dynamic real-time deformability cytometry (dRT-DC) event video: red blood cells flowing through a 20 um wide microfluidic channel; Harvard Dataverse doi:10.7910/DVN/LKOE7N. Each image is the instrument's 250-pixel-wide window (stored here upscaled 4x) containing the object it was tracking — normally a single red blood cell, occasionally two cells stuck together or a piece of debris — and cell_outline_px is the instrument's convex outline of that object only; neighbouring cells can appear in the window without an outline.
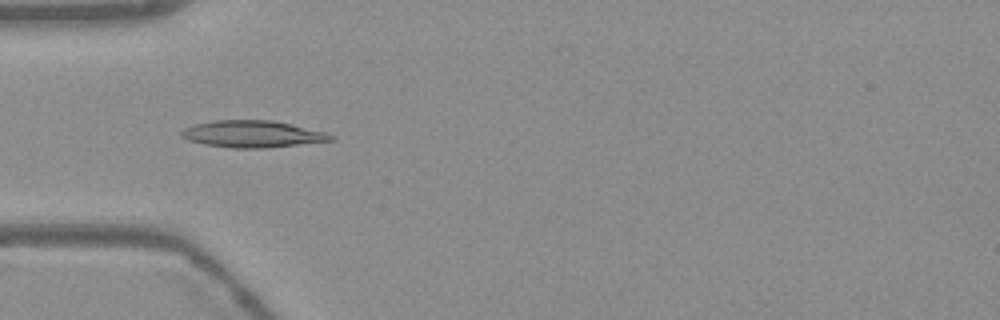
{"species": "Egyptian fruit bat (a non-hibernating species)", "species_latin": "Rousettus aegyptiacus", "temperature_condition": "warm", "stored_images_in_passage": 54, "camera_frame_rate_fps": 3000, "um_per_image_px": 0.085, "frame": {"image": 1, "passage_image": 17, "time_ms": 5.333, "image_size_px": [1000, 320], "cell_outline_px": [[336, 140], [268, 148], [232, 148], [204, 144], [188, 140], [180, 136], [180, 132], [184, 128], [192, 124], [212, 120], [272, 120], [292, 124], [328, 132], [336, 136]], "centroid_in_image_um": [21.49, 11.39], "position_along_channel_um": 63.5, "area_um2": 23.81}}
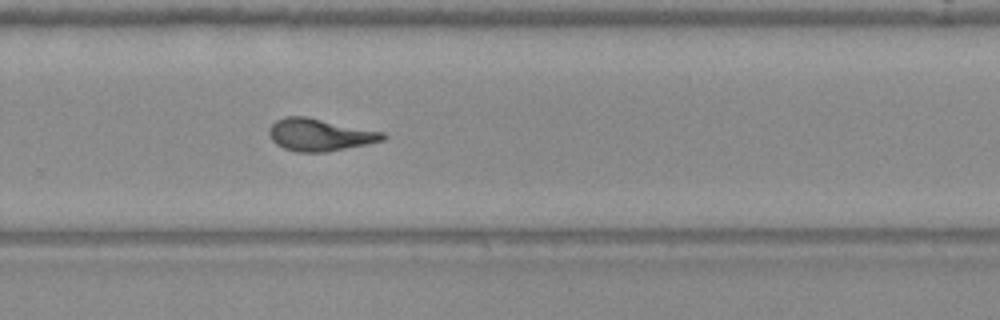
{"frame": {"image": 2, "passage_image": 36, "time_ms": 11.667, "image_size_px": [1000, 320], "cell_outline_px": [[388, 136], [384, 140], [368, 144], [324, 152], [296, 152], [284, 148], [276, 144], [272, 140], [268, 132], [268, 128], [276, 120], [284, 116], [308, 116], [384, 132]], "centroid_in_image_um": [27.18, 11.44], "position_along_channel_um": 302.6, "area_um2": 21.62}}
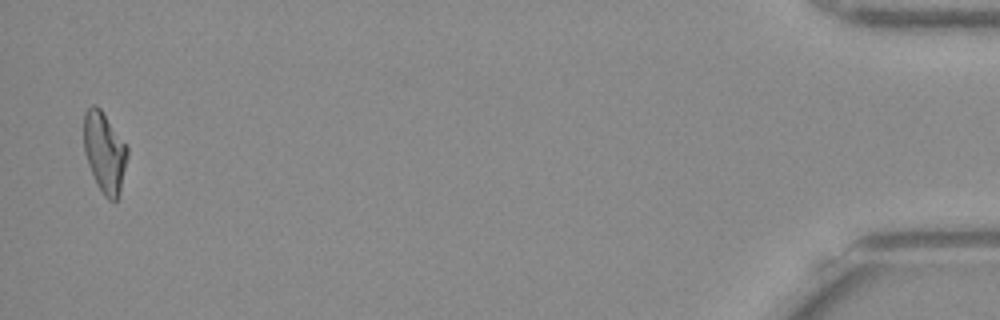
{"frame": {"image": 3, "passage_image": 53, "time_ms": 17.333, "image_size_px": [1000, 320], "cell_outline_px": [[128, 156], [120, 196], [116, 200], [108, 200], [104, 196], [96, 184], [88, 164], [84, 152], [84, 112], [92, 104], [96, 104], [100, 108], [128, 148]], "centroid_in_image_um": [8.89, 12.98], "position_along_channel_um": 426.3, "area_um2": 20.58}, "authors_computed_cell_mechanics": {"area_um2": 21.2126, "velocity_mm_per_s": 3.7836, "shape_relaxation_time_tau1_ms": null, "shape_relaxation_time_tau2_ms": 1.7032, "deformation_change_tau1": null, "deformation_change_tau2": 0.1012}}